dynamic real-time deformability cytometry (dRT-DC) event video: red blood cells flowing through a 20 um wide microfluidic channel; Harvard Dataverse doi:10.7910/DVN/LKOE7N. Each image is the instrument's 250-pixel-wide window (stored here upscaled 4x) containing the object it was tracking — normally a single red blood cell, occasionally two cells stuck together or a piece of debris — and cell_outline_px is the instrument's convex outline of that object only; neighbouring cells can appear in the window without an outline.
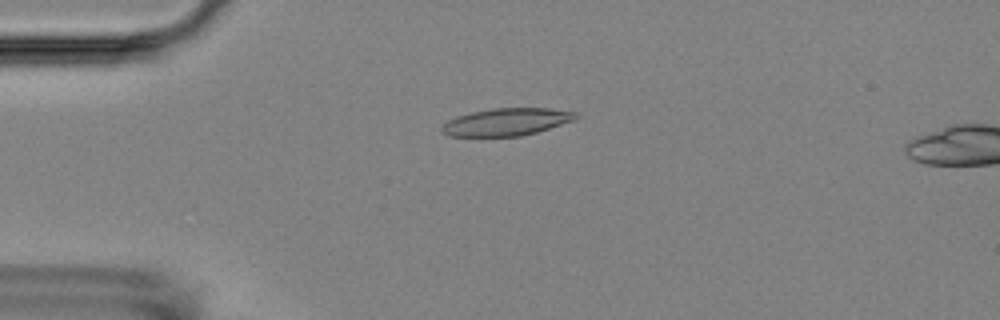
{"species": "Egyptian fruit bat (a non-hibernating species)", "species_latin": "Rousettus aegyptiacus", "temperature_condition": "room temperature", "stored_images_in_passage": 8, "camera_frame_rate_fps": 3000, "um_per_image_px": 0.085, "animal": {"sex": "female"}, "frame": {"image": 1, "passage_image": 4, "time_ms": 3.333, "image_size_px": [1000, 320], "cell_outline_px": [[580, 116], [576, 120], [536, 132], [520, 136], [448, 136], [440, 132], [440, 128], [448, 120], [456, 116], [472, 112], [492, 108], [548, 108], [576, 112]], "centroid_in_image_um": [43.05, 10.36], "position_along_channel_um": 41.9, "area_um2": 21.5}}
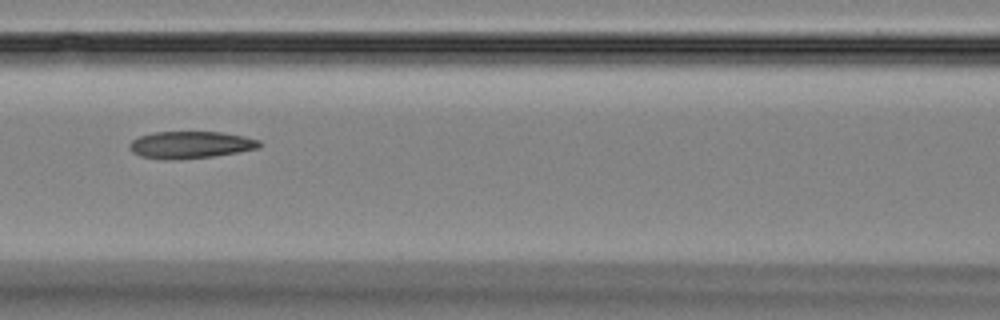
{"frame": {"image": 2, "passage_image": 7, "time_ms": 7.0, "image_size_px": [1000, 320], "cell_outline_px": [[264, 144], [260, 148], [212, 156], [140, 156], [132, 152], [128, 148], [128, 144], [132, 140], [140, 136], [152, 132], [220, 132], [244, 136], [260, 140]], "centroid_in_image_um": [16.27, 12.24], "position_along_channel_um": 150.3, "area_um2": 19.48}}
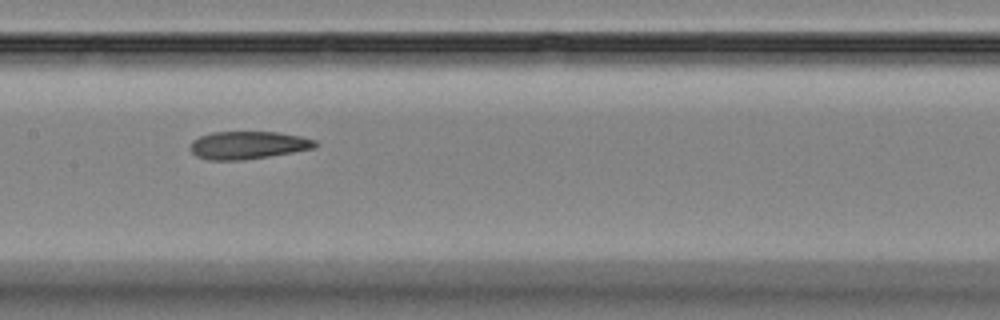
{"frame": {"image": 3, "passage_image": 8, "time_ms": 8.0, "image_size_px": [1000, 320], "cell_outline_px": [[320, 144], [316, 148], [244, 160], [208, 160], [196, 156], [188, 148], [192, 140], [200, 136], [212, 132], [276, 132], [300, 136], [316, 140]], "centroid_in_image_um": [21.07, 12.34], "position_along_channel_um": 186.3, "area_um2": 20.35}}